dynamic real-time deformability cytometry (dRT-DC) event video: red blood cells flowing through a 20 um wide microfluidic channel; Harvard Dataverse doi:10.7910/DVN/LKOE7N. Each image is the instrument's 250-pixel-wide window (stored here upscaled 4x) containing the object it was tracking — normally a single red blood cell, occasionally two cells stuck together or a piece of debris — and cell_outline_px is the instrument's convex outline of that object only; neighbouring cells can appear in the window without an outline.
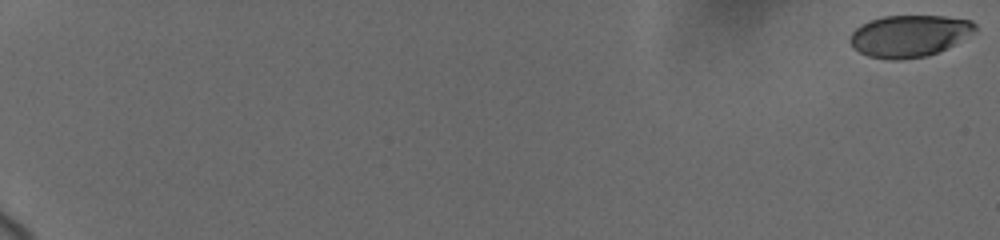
{"species": "human", "species_latin": "Homo sapiens", "temperature_condition": "cold", "stored_images_in_passage": 70, "camera_frame_rate_fps": 3000, "um_per_image_px": 0.085, "donor": {"sex": "female"}, "frame": {"image": 1, "passage_image": 1, "time_ms": 0.0, "image_size_px": [1000, 240], "cell_outline_px": [[976, 28], [952, 44], [936, 52], [924, 56], [900, 60], [892, 60], [868, 56], [852, 48], [848, 40], [852, 32], [860, 24], [868, 20], [884, 16], [944, 16], [972, 20], [976, 24]], "centroid_in_image_um": [77.19, 3.04], "position_along_channel_um": 7.8, "area_um2": 30.11}}
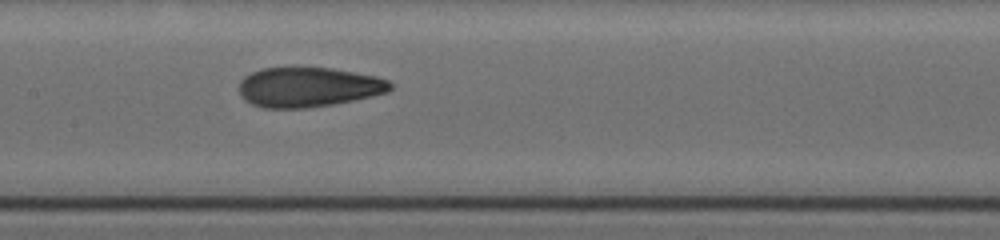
{"frame": {"image": 2, "passage_image": 40, "time_ms": 11.0, "image_size_px": [1000, 240], "cell_outline_px": [[392, 88], [388, 92], [372, 96], [332, 104], [304, 108], [264, 108], [252, 104], [244, 100], [240, 96], [240, 80], [244, 76], [260, 68], [332, 68], [376, 76], [388, 80], [392, 84]], "centroid_in_image_um": [26.19, 7.4], "position_along_channel_um": 181.2, "area_um2": 34.97}}
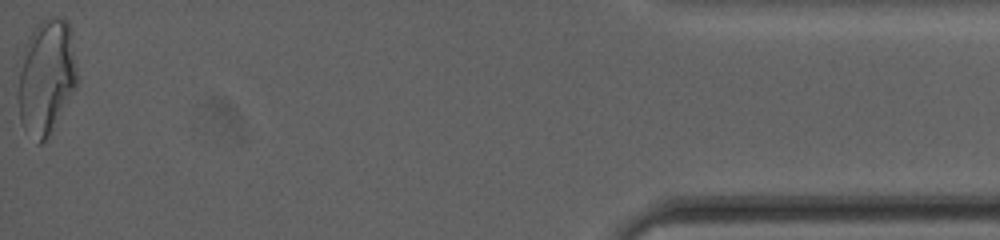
{"frame": {"image": 3, "passage_image": 70, "time_ms": 19.667, "image_size_px": [1000, 240], "cell_outline_px": [[80, 80], [76, 88], [44, 140], [40, 144], [36, 144], [20, 120], [16, 64], [24, 44], [28, 36], [36, 24], [40, 20], [52, 16], [56, 16], [64, 20], [68, 24]], "centroid_in_image_um": [3.9, 6.47], "position_along_channel_um": 431.3, "area_um2": 40.11}, "authors_computed_cell_mechanics": {"area_um2": 33.5529, "velocity_mm_per_s": 3.7032, "shape_relaxation_time_tau1_ms": 10.5104, "shape_relaxation_time_tau2_ms": 1.155, "deformation_change_tau1": 0.246, "deformation_change_tau2": 0.062}}